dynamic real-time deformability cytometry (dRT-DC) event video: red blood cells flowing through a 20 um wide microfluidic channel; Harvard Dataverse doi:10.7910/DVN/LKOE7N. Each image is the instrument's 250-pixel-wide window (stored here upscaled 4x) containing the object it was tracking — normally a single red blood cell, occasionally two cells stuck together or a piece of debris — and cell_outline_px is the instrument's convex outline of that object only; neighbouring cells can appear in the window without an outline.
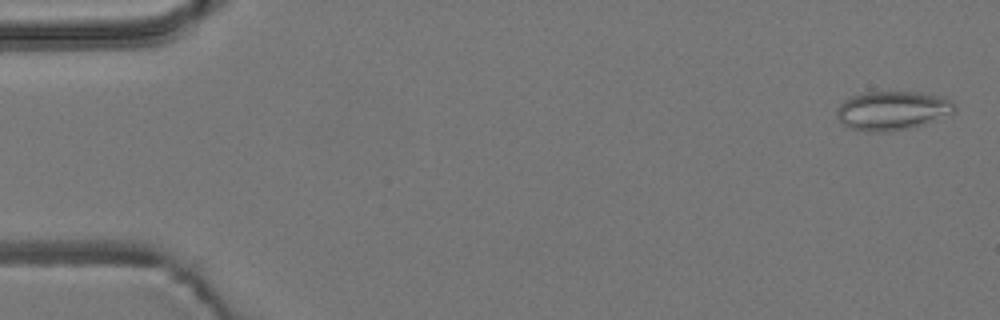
{"species": "common noctule bat (a hibernating species)", "species_latin": "Nyctalus noctula", "temperature_condition": "room temperature", "stored_images_in_passage": 5, "camera_frame_rate_fps": 3000, "um_per_image_px": 0.085, "animal": {"sex": "male", "body_mass_g": 19.2, "forearm_length_mm": 51.8}, "frame": {"image": 1, "passage_image": 1, "time_ms": 0.0, "image_size_px": [1000, 320], "cell_outline_px": [[956, 108], [952, 112], [924, 124], [908, 128], [888, 132], [864, 132], [848, 128], [836, 116], [836, 108], [848, 96], [864, 92], [924, 92], [944, 96], [952, 100], [956, 104]], "centroid_in_image_um": [75.82, 9.39], "position_along_channel_um": 9.2, "area_um2": 27.11}}